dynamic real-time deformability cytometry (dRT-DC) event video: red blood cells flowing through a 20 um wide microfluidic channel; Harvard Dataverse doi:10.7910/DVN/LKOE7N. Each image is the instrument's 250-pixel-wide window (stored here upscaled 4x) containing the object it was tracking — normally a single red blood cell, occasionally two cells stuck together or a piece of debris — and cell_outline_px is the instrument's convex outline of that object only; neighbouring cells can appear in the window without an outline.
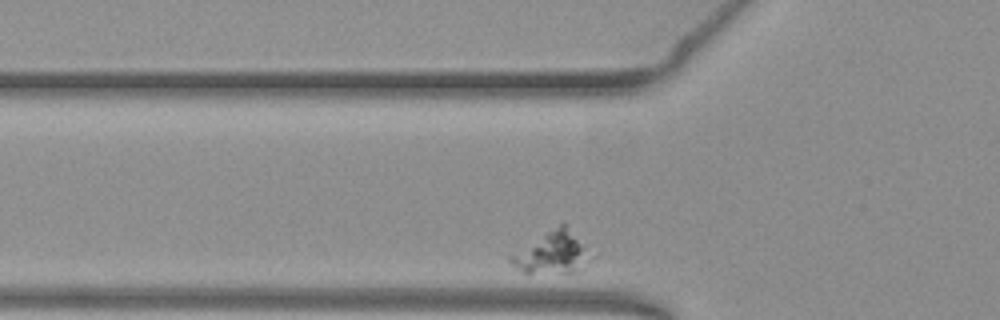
{"species": "common noctule bat (a hibernating species)", "species_latin": "Nyctalus noctula", "temperature_condition": "warm", "stored_images_in_passage": 30, "camera_frame_rate_fps": 3000, "um_per_image_px": 0.085, "animal": {"sex": "female", "body_mass_g": 19.3, "forearm_length_mm": 54.1}, "frame": {"image": 1, "passage_image": 2, "time_ms": 0.333, "image_size_px": [1000, 320], "cell_outline_px": [[584, 268], [572, 272], [524, 272], [516, 268], [508, 260], [508, 256], [560, 220], [564, 220], [580, 244]], "centroid_in_image_um": [46.76, 21.41], "position_along_channel_um": 79.0, "area_um2": 18.61}}
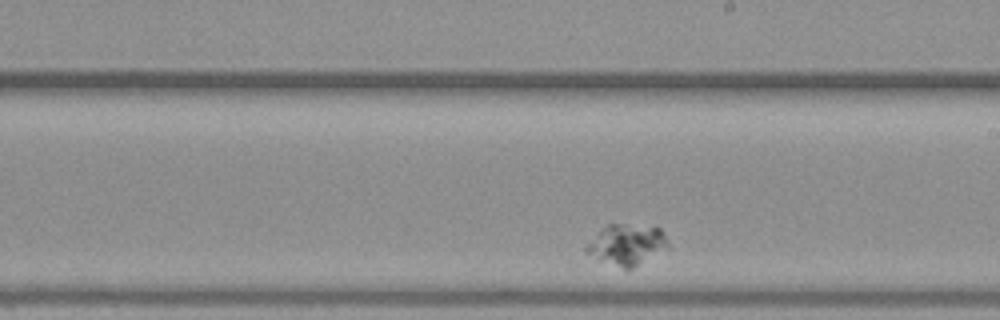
{"frame": {"image": 2, "passage_image": 17, "time_ms": 5.333, "image_size_px": [1000, 320], "cell_outline_px": [[672, 248], [632, 268], [624, 268], [600, 260], [584, 252], [584, 248], [596, 232], [608, 224], [656, 224], [664, 232]], "centroid_in_image_um": [53.36, 20.75], "position_along_channel_um": 235.6, "area_um2": 20.11}}
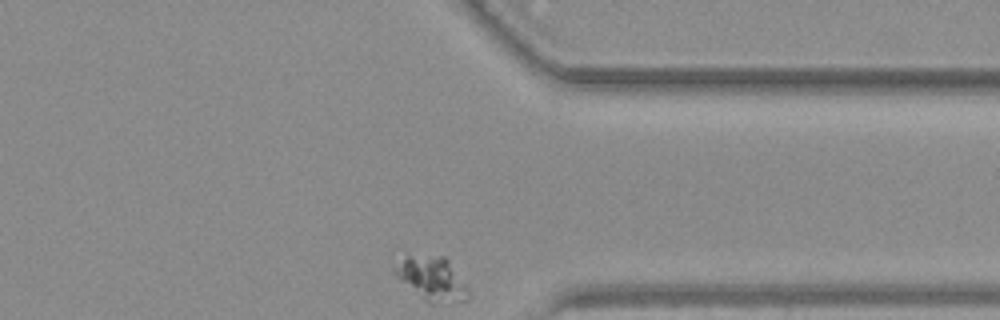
{"frame": {"image": 3, "passage_image": 30, "time_ms": 9.667, "image_size_px": [1000, 320], "cell_outline_px": [[472, 296], [468, 300], [440, 304], [428, 304], [400, 280], [392, 272], [392, 268], [408, 256], [444, 256], [448, 260]], "centroid_in_image_um": [36.72, 23.74], "position_along_channel_um": 374.7, "area_um2": 18.55}}